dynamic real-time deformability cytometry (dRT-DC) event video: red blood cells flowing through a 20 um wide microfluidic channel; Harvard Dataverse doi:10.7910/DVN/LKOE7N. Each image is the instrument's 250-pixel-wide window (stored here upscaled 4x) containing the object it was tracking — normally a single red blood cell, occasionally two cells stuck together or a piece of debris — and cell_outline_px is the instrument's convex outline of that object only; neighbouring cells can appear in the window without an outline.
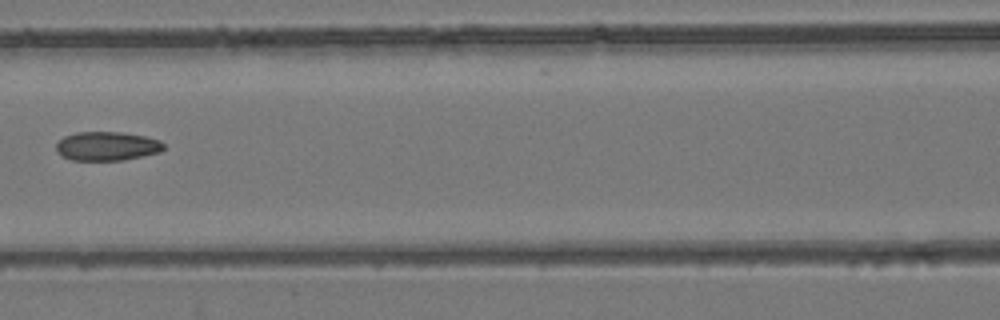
{"species": "common noctule bat (a hibernating species)", "species_latin": "Nyctalus noctula", "temperature_condition": "room temperature", "stored_images_in_passage": 8, "camera_frame_rate_fps": 3000, "um_per_image_px": 0.085, "animal": {"sex": "female", "body_mass_g": 24.6, "forearm_length_mm": 56.2}, "frame": {"image": 1, "passage_image": 7, "time_ms": 2.0, "image_size_px": [1000, 320], "cell_outline_px": [[164, 148], [160, 152], [124, 160], [72, 160], [60, 156], [56, 152], [56, 144], [64, 136], [76, 132], [120, 132], [144, 136], [160, 140], [164, 144]], "centroid_in_image_um": [9.07, 12.42], "position_along_channel_um": 157.5, "area_um2": 18.21}}
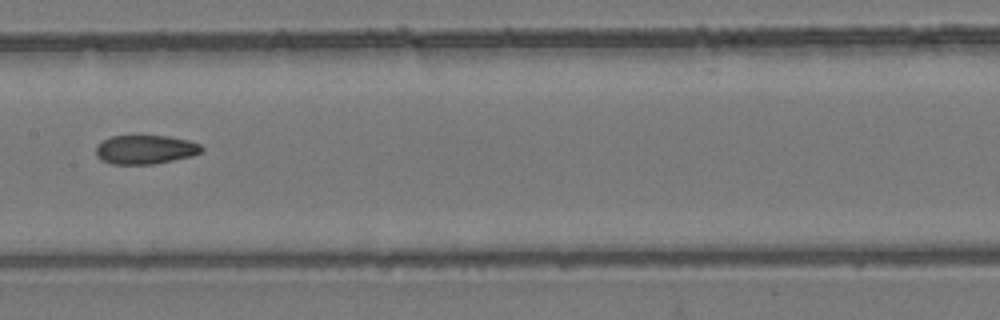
{"frame": {"image": 2, "passage_image": 8, "time_ms": 2.333, "image_size_px": [1000, 320], "cell_outline_px": [[204, 152], [192, 156], [152, 164], [112, 164], [100, 160], [96, 156], [96, 144], [112, 136], [168, 136], [188, 140], [200, 144], [204, 148]], "centroid_in_image_um": [12.36, 12.71], "position_along_channel_um": 195.0, "area_um2": 17.92}}